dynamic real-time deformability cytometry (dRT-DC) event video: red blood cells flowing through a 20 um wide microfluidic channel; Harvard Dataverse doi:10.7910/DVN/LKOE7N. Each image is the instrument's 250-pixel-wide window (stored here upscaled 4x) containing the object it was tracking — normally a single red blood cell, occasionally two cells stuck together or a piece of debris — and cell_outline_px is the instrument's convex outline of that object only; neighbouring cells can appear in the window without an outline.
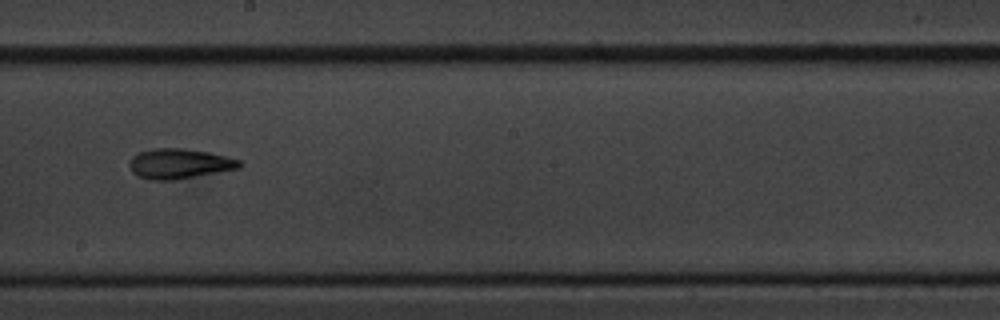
{"species": "common noctule bat (a hibernating species)", "species_latin": "Nyctalus noctula", "temperature_condition": "cold", "stored_images_in_passage": 17, "camera_frame_rate_fps": 3000, "um_per_image_px": 0.085, "animal": {"sex": "male", "body_mass_g": 20.1, "forearm_length_mm": 53.5}, "frame": {"image": 1, "passage_image": 10, "time_ms": 11.333, "image_size_px": [1000, 320], "cell_outline_px": [[244, 164], [240, 168], [172, 180], [152, 180], [136, 176], [132, 172], [128, 164], [132, 156], [140, 152], [152, 148], [184, 148], [208, 152], [240, 160]], "centroid_in_image_um": [15.22, 13.91], "position_along_channel_um": 233.0, "area_um2": 19.25}, "authors_computed_cell_mechanics": {"area_um2": 19.2474, "velocity_mm_per_s": 3.4235, "shape_relaxation_time_tau1_ms": 4.9817, "shape_relaxation_time_tau2_ms": null, "deformation_change_tau1": 0.1987, "deformation_change_tau2": null}}